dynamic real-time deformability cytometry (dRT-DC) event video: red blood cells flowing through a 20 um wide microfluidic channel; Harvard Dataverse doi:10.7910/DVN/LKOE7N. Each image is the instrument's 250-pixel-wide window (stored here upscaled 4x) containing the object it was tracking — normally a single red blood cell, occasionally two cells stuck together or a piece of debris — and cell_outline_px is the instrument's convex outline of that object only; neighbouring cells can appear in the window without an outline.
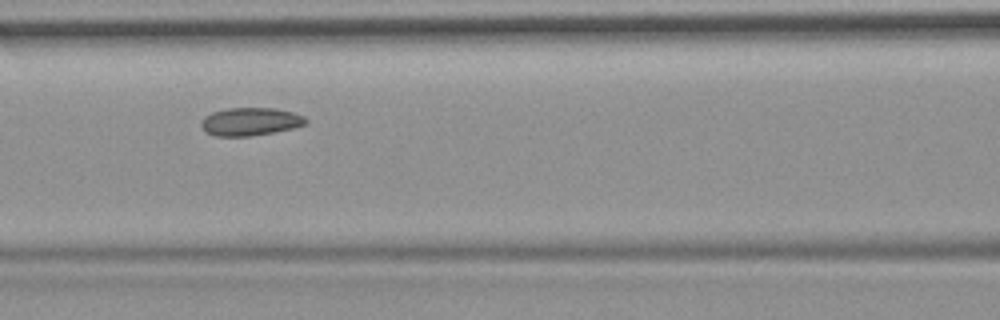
{"species": "common noctule bat (a hibernating species)", "species_latin": "Nyctalus noctula", "temperature_condition": "room temperature", "stored_images_in_passage": 11, "camera_frame_rate_fps": 3000, "um_per_image_px": 0.085, "animal": {"sex": "female", "body_mass_g": 19.9}, "frame": {"image": 1, "passage_image": 7, "time_ms": 7.667, "image_size_px": [1000, 320], "cell_outline_px": [[308, 120], [304, 124], [292, 128], [272, 132], [248, 136], [216, 136], [204, 132], [200, 128], [200, 120], [204, 116], [212, 112], [228, 108], [276, 108], [292, 112], [304, 116]], "centroid_in_image_um": [21.21, 10.33], "position_along_channel_um": 145.4, "area_um2": 17.11}}
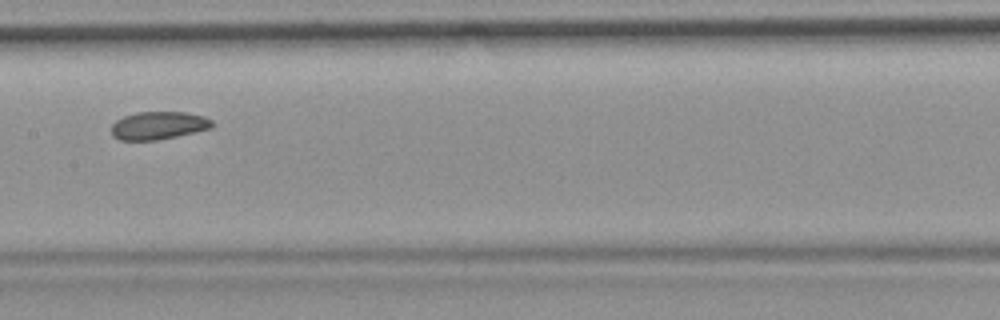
{"frame": {"image": 2, "passage_image": 8, "time_ms": 9.0, "image_size_px": [1000, 320], "cell_outline_px": [[216, 124], [212, 128], [176, 136], [156, 140], [120, 140], [112, 136], [112, 124], [116, 120], [124, 116], [136, 112], [184, 112], [204, 116], [212, 120]], "centroid_in_image_um": [13.48, 10.66], "position_along_channel_um": 193.9, "area_um2": 16.42}}